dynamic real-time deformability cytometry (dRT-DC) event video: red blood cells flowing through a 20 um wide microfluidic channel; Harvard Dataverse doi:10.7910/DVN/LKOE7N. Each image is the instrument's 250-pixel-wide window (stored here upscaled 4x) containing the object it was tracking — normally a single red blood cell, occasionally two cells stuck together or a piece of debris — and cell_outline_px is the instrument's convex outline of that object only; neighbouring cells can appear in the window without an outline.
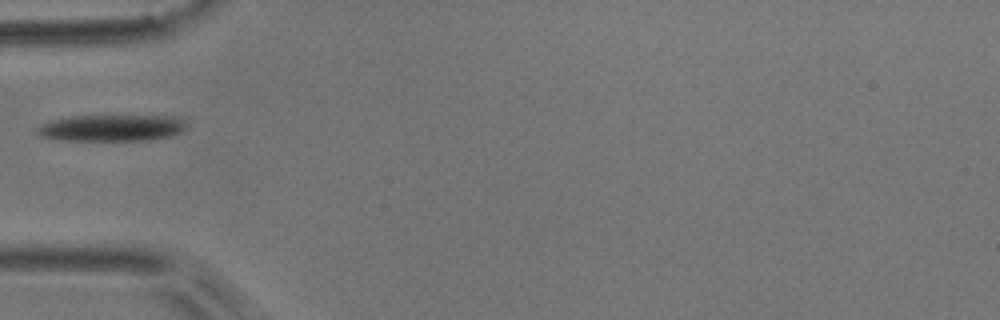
{"species": "common noctule bat (a hibernating species)", "species_latin": "Nyctalus noctula", "temperature_condition": "room temperature", "stored_images_in_passage": 7, "camera_frame_rate_fps": 3000, "um_per_image_px": 0.085, "animal": {"sex": "male", "body_mass_g": 17.9}, "frame": {"image": 1, "passage_image": 2, "time_ms": 0.333, "image_size_px": [1000, 320], "cell_outline_px": [[188, 124], [180, 132], [172, 136], [148, 140], [60, 140], [40, 136], [36, 132], [36, 128], [52, 120], [72, 116], [180, 116], [188, 120]], "centroid_in_image_um": [9.56, 10.87], "position_along_channel_um": 75.4, "area_um2": 23.18}}
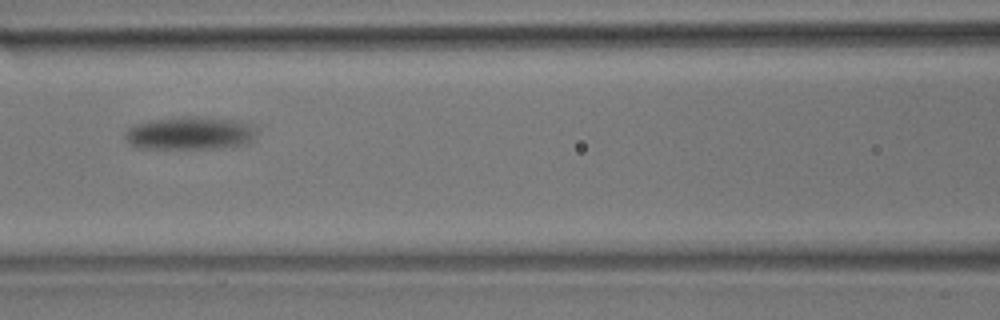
{"frame": {"image": 2, "passage_image": 4, "time_ms": 1.0, "image_size_px": [1000, 320], "cell_outline_px": [[256, 136], [252, 140], [244, 144], [212, 148], [136, 148], [128, 144], [124, 140], [124, 132], [132, 124], [148, 120], [180, 116], [196, 116], [240, 120], [252, 124], [256, 128]], "centroid_in_image_um": [16.09, 11.3], "position_along_channel_um": 150.5, "area_um2": 25.84}}
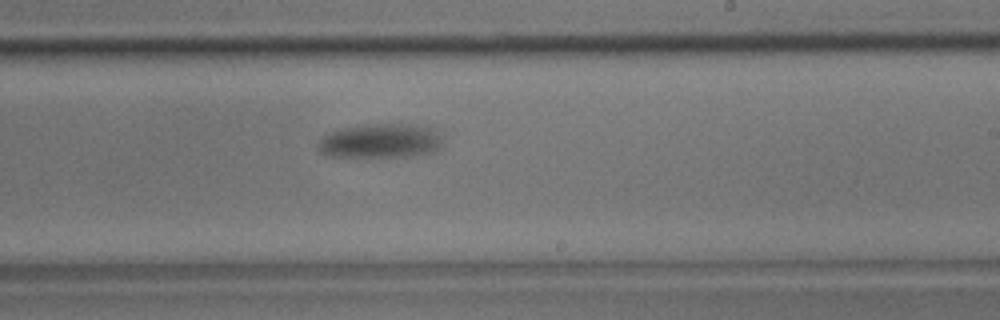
{"frame": {"image": 3, "passage_image": 7, "time_ms": 2.0, "image_size_px": [1000, 320], "cell_outline_px": [[440, 148], [432, 152], [412, 156], [328, 156], [316, 144], [328, 132], [340, 128], [376, 124], [420, 124], [432, 128], [440, 136]], "centroid_in_image_um": [32.36, 11.96], "position_along_channel_um": 256.6, "area_um2": 24.62}}